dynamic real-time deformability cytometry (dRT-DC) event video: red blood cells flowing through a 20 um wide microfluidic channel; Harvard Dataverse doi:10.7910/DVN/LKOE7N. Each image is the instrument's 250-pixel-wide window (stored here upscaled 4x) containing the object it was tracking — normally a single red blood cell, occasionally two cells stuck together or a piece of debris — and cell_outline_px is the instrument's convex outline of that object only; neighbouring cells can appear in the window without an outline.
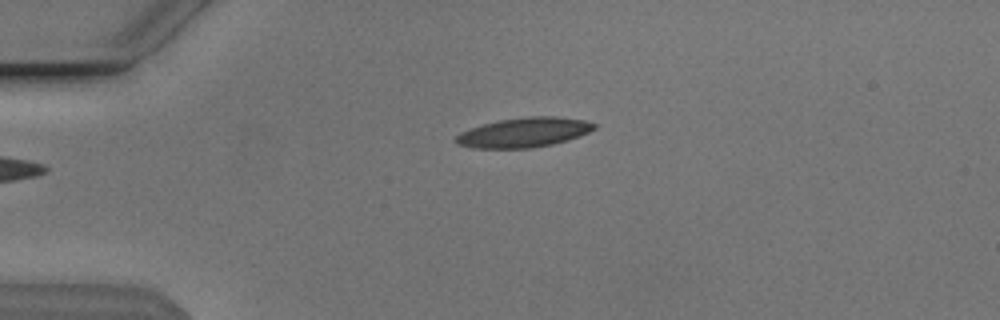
{"species": "Egyptian fruit bat (a non-hibernating species)", "species_latin": "Rousettus aegyptiacus", "temperature_condition": "cold", "stored_images_in_passage": 36, "camera_frame_rate_fps": 3000, "um_per_image_px": 0.085, "animal": {"sex": "male"}, "frame": {"image": 1, "passage_image": 1, "time_ms": 0.0, "image_size_px": [1000, 320], "cell_outline_px": [[596, 128], [580, 136], [552, 144], [532, 148], [472, 148], [456, 144], [452, 140], [460, 132], [484, 124], [500, 120], [528, 116], [556, 116], [584, 120], [596, 124]], "centroid_in_image_um": [44.51, 11.26], "position_along_channel_um": 40.5, "area_um2": 23.87}}
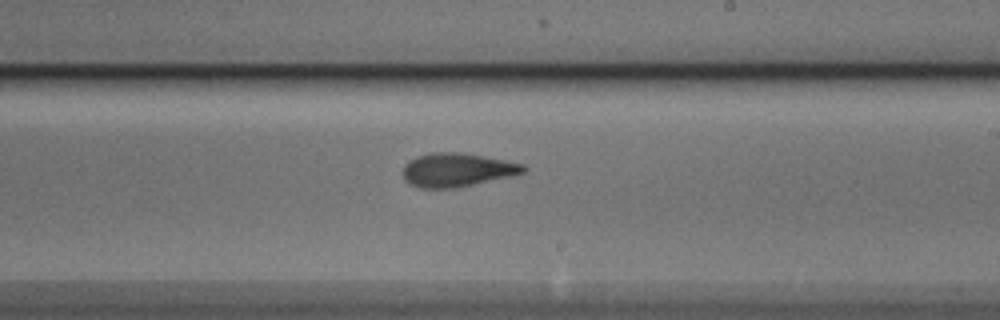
{"frame": {"image": 2, "passage_image": 20, "time_ms": 6.333, "image_size_px": [1000, 320], "cell_outline_px": [[528, 168], [524, 172], [512, 176], [456, 188], [420, 188], [404, 180], [404, 164], [408, 160], [416, 156], [432, 152], [460, 152], [484, 156], [524, 164]], "centroid_in_image_um": [38.85, 14.43], "position_along_channel_um": 250.1, "area_um2": 23.7}}
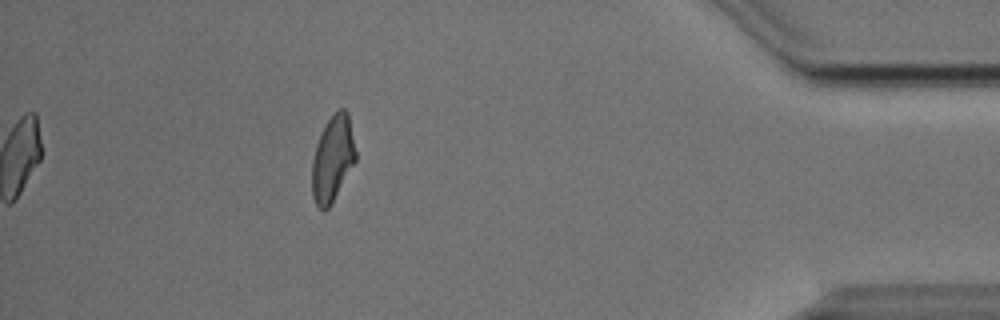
{"frame": {"image": 3, "passage_image": 36, "time_ms": 11.667, "image_size_px": [1000, 320], "cell_outline_px": [[356, 160], [328, 208], [324, 212], [316, 204], [312, 196], [312, 160], [316, 144], [328, 120], [340, 108], [344, 108], [348, 112], [356, 152]], "centroid_in_image_um": [28.27, 13.49], "position_along_channel_um": 406.9, "area_um2": 21.44}, "authors_computed_cell_mechanics": {"area_um2": 22.8888, "velocity_mm_per_s": 3.8373, "shape_relaxation_time_tau1_ms": 4.3873, "shape_relaxation_time_tau2_ms": 3.1285, "deformation_change_tau1": 0.1617, "deformation_change_tau2": 0.1101}}